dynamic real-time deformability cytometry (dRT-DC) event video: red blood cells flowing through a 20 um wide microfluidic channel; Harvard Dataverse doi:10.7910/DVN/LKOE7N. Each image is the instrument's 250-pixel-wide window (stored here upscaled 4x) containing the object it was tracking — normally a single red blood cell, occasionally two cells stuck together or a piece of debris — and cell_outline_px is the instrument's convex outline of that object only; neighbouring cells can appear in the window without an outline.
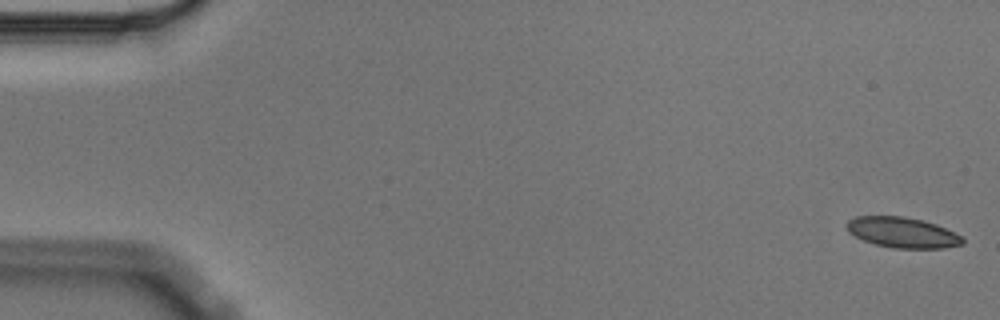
{"species": "Egyptian fruit bat (a non-hibernating species)", "species_latin": "Rousettus aegyptiacus", "temperature_condition": "cold", "stored_images_in_passage": 5, "camera_frame_rate_fps": 3000, "um_per_image_px": 0.085, "animal": {"sex": "male"}, "frame": {"image": 1, "passage_image": 1, "time_ms": 0.0, "image_size_px": [1000, 320], "cell_outline_px": [[964, 244], [944, 248], [896, 248], [876, 244], [864, 240], [856, 236], [848, 228], [848, 220], [856, 216], [904, 216], [924, 220], [936, 224], [964, 236]], "centroid_in_image_um": [76.79, 19.75], "position_along_channel_um": 8.2, "area_um2": 20.46}}
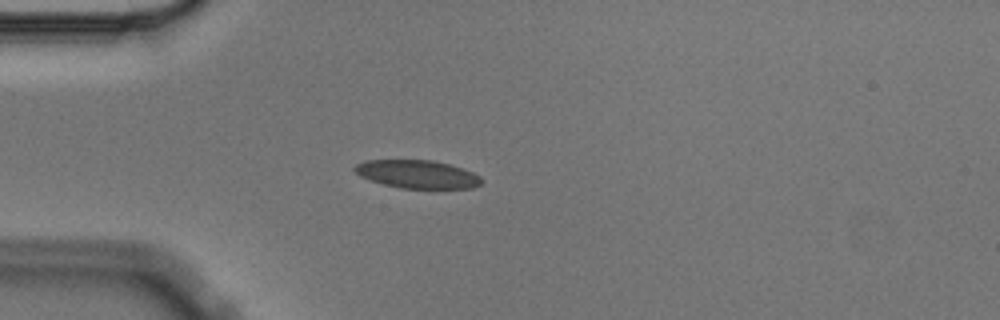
{"frame": {"image": 2, "passage_image": 5, "time_ms": 1.333, "image_size_px": [1000, 320], "cell_outline_px": [[484, 180], [480, 184], [472, 188], [400, 188], [384, 184], [360, 176], [352, 168], [356, 164], [364, 160], [432, 160], [464, 168], [480, 176]], "centroid_in_image_um": [35.48, 14.8], "position_along_channel_um": 49.5, "area_um2": 20.75}}